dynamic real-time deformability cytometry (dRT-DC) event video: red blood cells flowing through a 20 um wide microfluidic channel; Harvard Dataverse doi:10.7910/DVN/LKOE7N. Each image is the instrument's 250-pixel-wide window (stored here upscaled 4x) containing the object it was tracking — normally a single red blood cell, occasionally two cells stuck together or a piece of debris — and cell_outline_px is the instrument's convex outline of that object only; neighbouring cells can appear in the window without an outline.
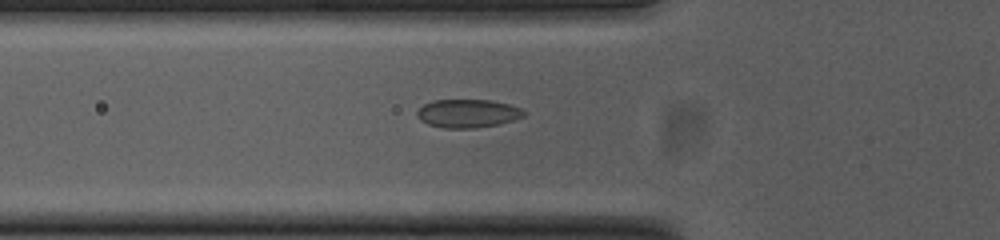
{"species": "common noctule bat (a hibernating species)", "species_latin": "Nyctalus noctula", "temperature_condition": "cold", "stored_images_in_passage": 36, "camera_frame_rate_fps": 3000, "um_per_image_px": 0.085, "animal": {"sex": "female", "body_mass_g": 23.0, "forearm_length_mm": 53.4}, "frame": {"image": 1, "passage_image": 2, "time_ms": 0.333, "image_size_px": [1000, 240], "cell_outline_px": [[524, 116], [500, 124], [476, 128], [444, 128], [428, 124], [420, 120], [416, 116], [416, 112], [424, 104], [432, 100], [492, 100], [508, 104], [520, 108], [524, 112]], "centroid_in_image_um": [39.73, 9.64], "position_along_channel_um": 86.1, "area_um2": 17.63}}
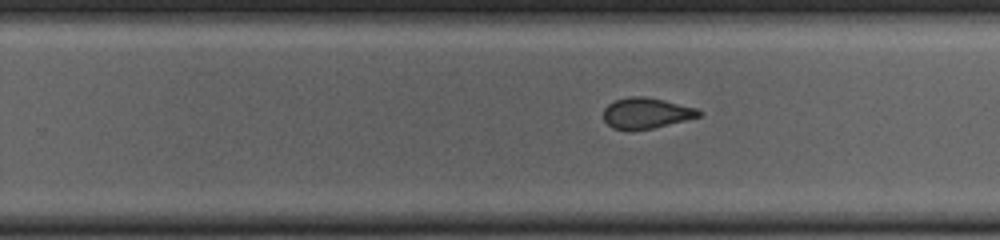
{"frame": {"image": 2, "passage_image": 17, "time_ms": 5.333, "image_size_px": [1000, 240], "cell_outline_px": [[704, 112], [700, 116], [652, 128], [632, 132], [612, 128], [604, 120], [604, 108], [608, 104], [616, 100], [632, 96], [644, 96], [664, 100], [696, 108]], "centroid_in_image_um": [54.9, 9.63], "position_along_channel_um": 274.9, "area_um2": 17.17}}
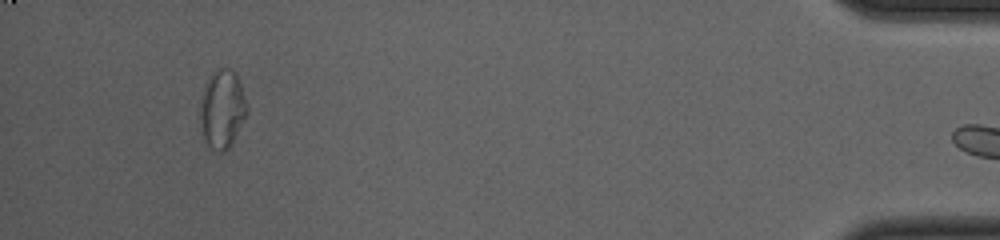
{"frame": {"image": 3, "passage_image": 34, "time_ms": 11.0, "image_size_px": [1000, 240], "cell_outline_px": [[248, 112], [228, 148], [224, 152], [220, 152], [212, 148], [208, 144], [200, 128], [200, 100], [204, 84], [212, 72], [220, 68], [232, 68], [236, 72], [248, 108]], "centroid_in_image_um": [18.87, 9.22], "position_along_channel_um": 416.3, "area_um2": 21.33}}